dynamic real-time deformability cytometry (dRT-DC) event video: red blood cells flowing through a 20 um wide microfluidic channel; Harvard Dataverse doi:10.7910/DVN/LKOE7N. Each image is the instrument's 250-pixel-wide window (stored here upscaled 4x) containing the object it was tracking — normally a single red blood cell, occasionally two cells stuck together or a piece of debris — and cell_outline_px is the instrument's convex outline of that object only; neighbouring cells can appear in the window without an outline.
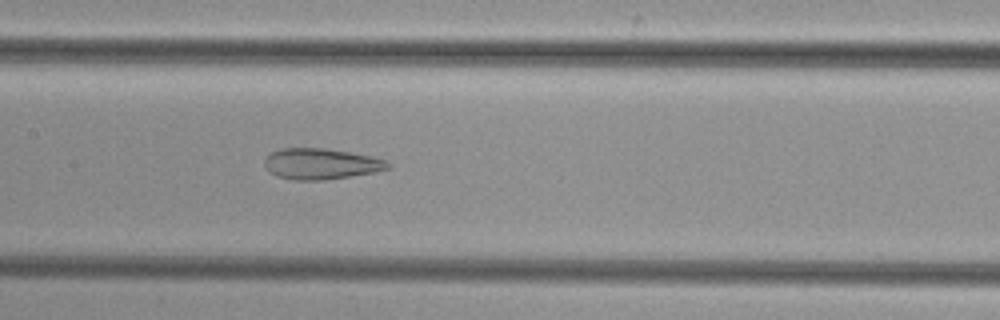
{"species": "common noctule bat (a hibernating species)", "species_latin": "Nyctalus noctula", "temperature_condition": "cold", "stored_images_in_passage": 48, "camera_frame_rate_fps": 3000, "um_per_image_px": 0.085, "animal": {"sex": "female", "body_mass_g": 29.2, "forearm_length_mm": 56.3}, "frame": {"image": 1, "passage_image": 22, "time_ms": 7.0, "image_size_px": [1000, 320], "cell_outline_px": [[388, 168], [376, 172], [324, 180], [292, 180], [276, 176], [268, 172], [264, 164], [264, 160], [272, 152], [280, 148], [324, 148], [372, 156], [384, 160], [388, 164]], "centroid_in_image_um": [27.23, 13.93], "position_along_channel_um": 180.2, "area_um2": 22.14}}
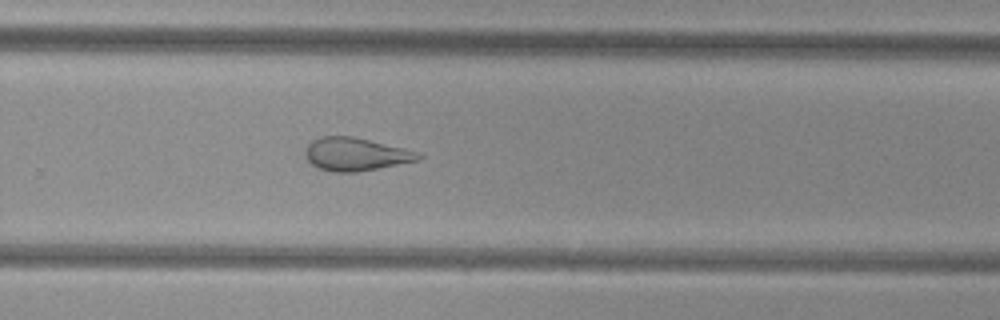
{"frame": {"image": 2, "passage_image": 31, "time_ms": 10.0, "image_size_px": [1000, 320], "cell_outline_px": [[424, 156], [420, 160], [356, 172], [332, 172], [320, 168], [312, 164], [304, 156], [304, 152], [308, 144], [312, 140], [320, 136], [352, 136], [404, 148], [420, 152]], "centroid_in_image_um": [30.23, 13.1], "position_along_channel_um": 299.6, "area_um2": 21.79}}
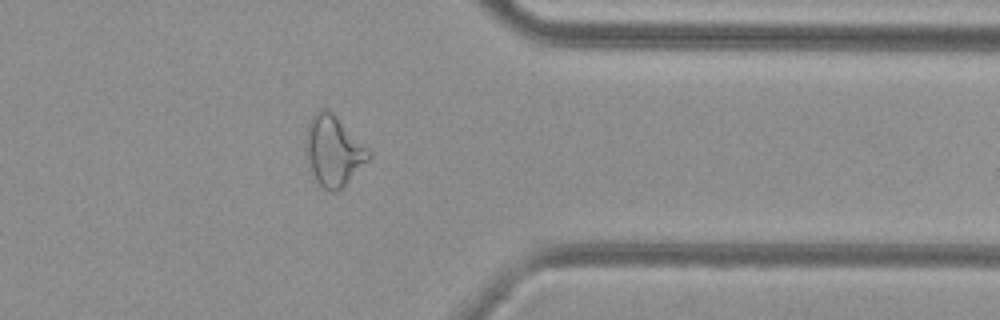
{"frame": {"image": 3, "passage_image": 38, "time_ms": 12.333, "image_size_px": [1000, 320], "cell_outline_px": [[372, 156], [336, 192], [332, 192], [324, 188], [316, 180], [308, 168], [304, 152], [304, 140], [308, 124], [312, 116], [320, 108], [328, 108], [372, 152]], "centroid_in_image_um": [28.29, 12.79], "position_along_channel_um": 383.1, "area_um2": 25.78}}